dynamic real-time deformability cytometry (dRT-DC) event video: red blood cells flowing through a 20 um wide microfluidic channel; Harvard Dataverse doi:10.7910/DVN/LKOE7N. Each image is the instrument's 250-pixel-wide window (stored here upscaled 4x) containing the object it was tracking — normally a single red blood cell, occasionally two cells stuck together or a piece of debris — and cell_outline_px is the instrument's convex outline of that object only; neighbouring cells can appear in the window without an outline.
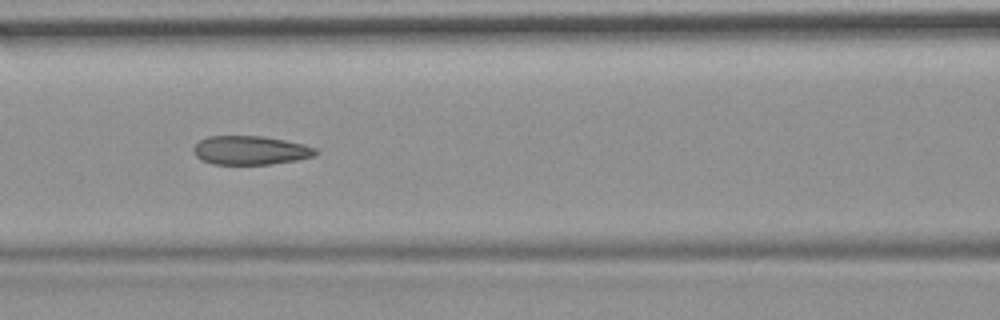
{"species": "common noctule bat (a hibernating species)", "species_latin": "Nyctalus noctula", "temperature_condition": "room temperature", "stored_images_in_passage": 54, "camera_frame_rate_fps": 3000, "um_per_image_px": 0.085, "animal": {"sex": "female", "body_mass_g": 19.9}, "frame": {"image": 1, "passage_image": 24, "time_ms": 7.667, "image_size_px": [1000, 320], "cell_outline_px": [[320, 152], [316, 156], [296, 160], [268, 164], [212, 164], [200, 160], [196, 156], [192, 148], [200, 140], [208, 136], [264, 136], [304, 144], [316, 148]], "centroid_in_image_um": [21.3, 12.77], "position_along_channel_um": 145.3, "area_um2": 20.63}, "authors_computed_cell_mechanics": {"area_um2": 21.8195, "velocity_mm_per_s": 3.7245, "shape_relaxation_time_tau1_ms": null, "shape_relaxation_time_tau2_ms": 2.0541, "deformation_change_tau1": null, "deformation_change_tau2": 0.0845}}